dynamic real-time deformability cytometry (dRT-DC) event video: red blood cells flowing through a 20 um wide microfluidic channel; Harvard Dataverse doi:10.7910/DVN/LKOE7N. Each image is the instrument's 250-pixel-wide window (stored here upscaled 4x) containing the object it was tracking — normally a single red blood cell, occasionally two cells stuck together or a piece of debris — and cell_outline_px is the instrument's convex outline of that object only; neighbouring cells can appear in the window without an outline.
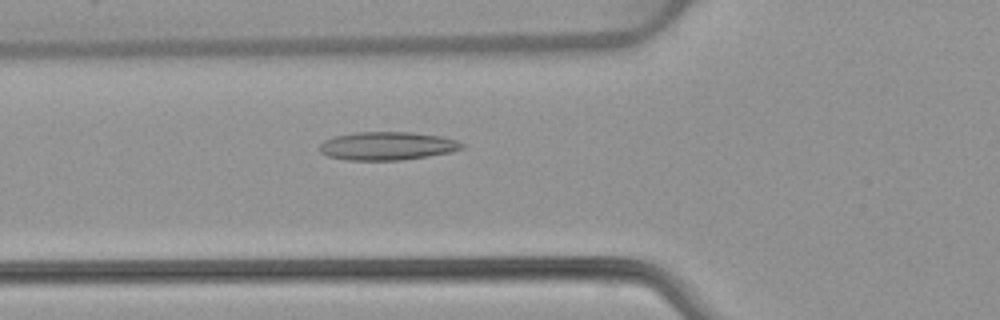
{"species": "common noctule bat (a hibernating species)", "species_latin": "Nyctalus noctula", "temperature_condition": "warm", "stored_images_in_passage": 41, "camera_frame_rate_fps": 3000, "um_per_image_px": 0.085, "animal": {"sex": "female", "body_mass_g": 22.7, "forearm_length_mm": 54.2}, "frame": {"image": 1, "passage_image": 8, "time_ms": 2.333, "image_size_px": [1000, 320], "cell_outline_px": [[464, 148], [452, 152], [428, 156], [400, 160], [348, 160], [328, 156], [320, 152], [320, 144], [324, 140], [336, 136], [356, 132], [412, 132], [440, 136], [456, 140], [464, 144]], "centroid_in_image_um": [32.93, 12.4], "position_along_channel_um": 92.9, "area_um2": 23.41}}
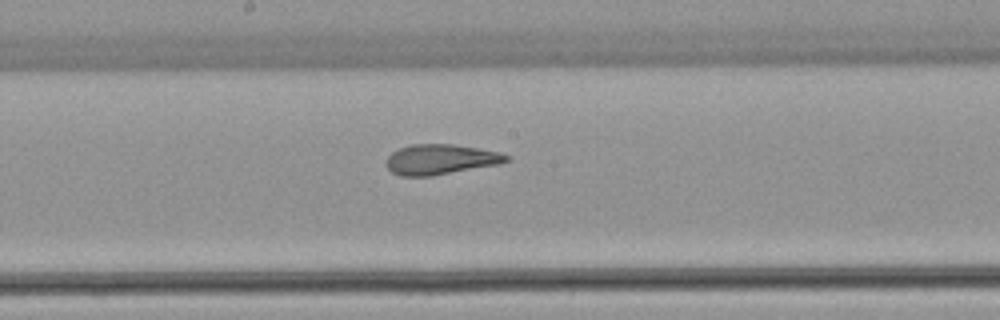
{"frame": {"image": 2, "passage_image": 17, "time_ms": 5.333, "image_size_px": [1000, 320], "cell_outline_px": [[512, 160], [500, 164], [432, 176], [400, 176], [392, 172], [384, 164], [388, 156], [392, 152], [400, 148], [412, 144], [452, 144], [500, 152], [512, 156]], "centroid_in_image_um": [37.47, 13.55], "position_along_channel_um": 210.7, "area_um2": 21.33}}
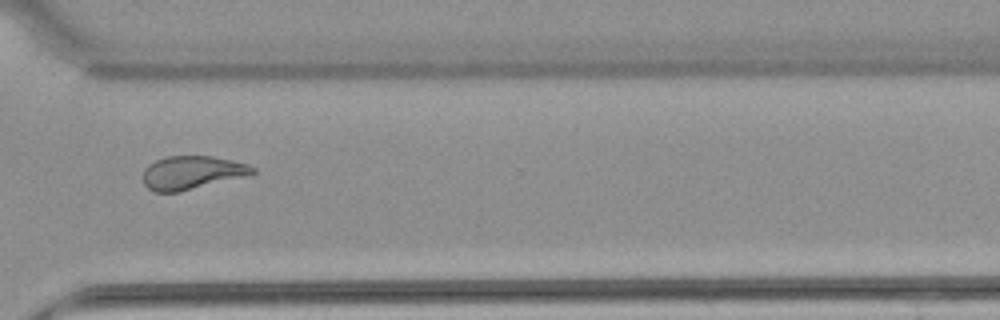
{"frame": {"image": 3, "passage_image": 28, "time_ms": 9.0, "image_size_px": [1000, 320], "cell_outline_px": [[256, 172], [244, 176], [180, 192], [156, 192], [148, 188], [144, 184], [144, 168], [148, 164], [156, 160], [168, 156], [212, 156], [232, 160], [248, 164], [256, 168]], "centroid_in_image_um": [16.3, 14.67], "position_along_channel_um": 354.3, "area_um2": 21.21}, "authors_computed_cell_mechanics": {"area_um2": 21.964, "velocity_mm_per_s": 3.9153, "shape_relaxation_time_tau1_ms": null, "shape_relaxation_time_tau2_ms": 1.6926, "deformation_change_tau1": null, "deformation_change_tau2": 0.1033}}